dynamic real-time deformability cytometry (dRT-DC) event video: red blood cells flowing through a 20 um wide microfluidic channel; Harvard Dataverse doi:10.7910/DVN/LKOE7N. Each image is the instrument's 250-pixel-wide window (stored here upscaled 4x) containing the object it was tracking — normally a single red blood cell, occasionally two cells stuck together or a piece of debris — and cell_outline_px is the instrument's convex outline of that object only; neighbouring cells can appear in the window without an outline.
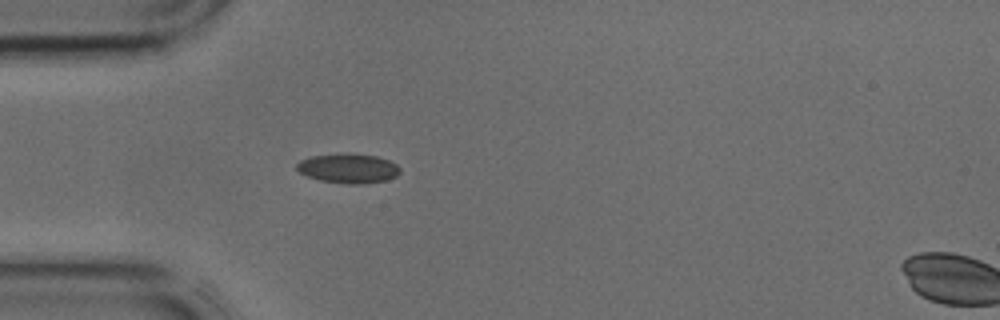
{"species": "common noctule bat (a hibernating species)", "species_latin": "Nyctalus noctula", "temperature_condition": "cold", "stored_images_in_passage": 7, "camera_frame_rate_fps": 3000, "um_per_image_px": 0.085, "animal": {"sex": "male", "body_mass_g": 17.9, "forearm_length_mm": 54.2}, "frame": {"image": 1, "passage_image": 6, "time_ms": 1.667, "image_size_px": [1000, 320], "cell_outline_px": [[400, 172], [396, 176], [388, 180], [356, 184], [348, 184], [320, 180], [308, 176], [300, 172], [296, 168], [296, 164], [300, 160], [312, 156], [376, 156], [388, 160], [396, 164], [400, 168]], "centroid_in_image_um": [29.62, 14.36], "position_along_channel_um": 55.4, "area_um2": 16.88}}